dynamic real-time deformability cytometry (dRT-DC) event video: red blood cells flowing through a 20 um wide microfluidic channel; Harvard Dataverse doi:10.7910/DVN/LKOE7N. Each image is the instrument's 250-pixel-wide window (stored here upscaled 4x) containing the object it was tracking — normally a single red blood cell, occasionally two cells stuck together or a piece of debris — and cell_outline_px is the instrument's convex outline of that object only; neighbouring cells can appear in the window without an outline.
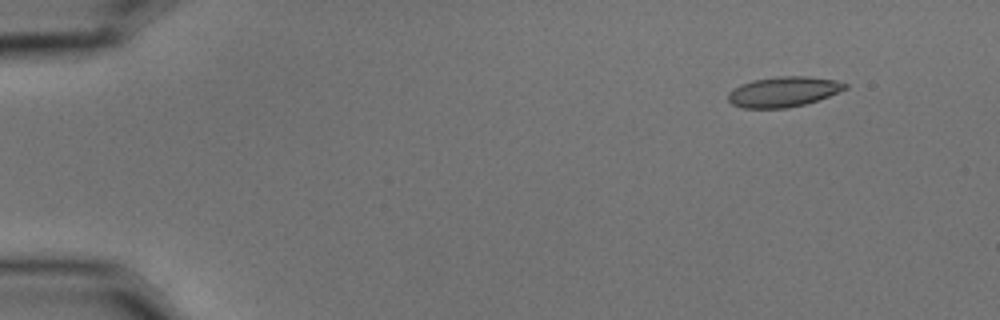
{"species": "common noctule bat (a hibernating species)", "species_latin": "Nyctalus noctula", "temperature_condition": "cold", "stored_images_in_passage": 5, "camera_frame_rate_fps": 3000, "um_per_image_px": 0.085, "animal": {"sex": "male", "body_mass_g": 15.6}, "frame": {"image": 1, "passage_image": 2, "time_ms": 0.333, "image_size_px": [1000, 320], "cell_outline_px": [[848, 88], [828, 96], [804, 104], [788, 108], [744, 108], [732, 104], [728, 100], [728, 92], [740, 84], [752, 80], [776, 76], [808, 76], [836, 80], [848, 84]], "centroid_in_image_um": [66.58, 7.79], "position_along_channel_um": 18.4, "area_um2": 20.63}}
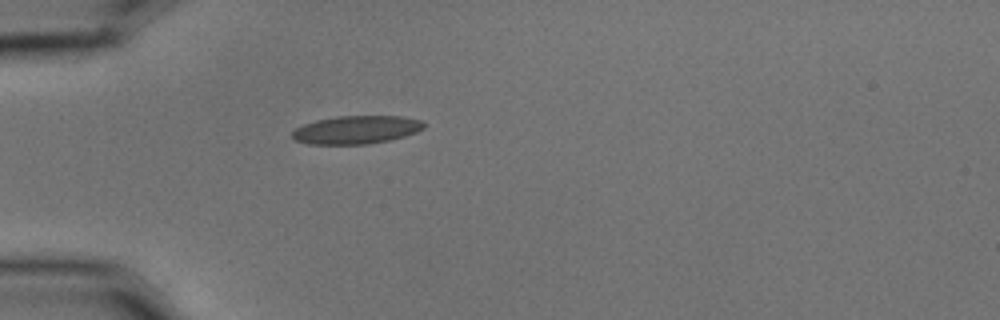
{"frame": {"image": 2, "passage_image": 5, "time_ms": 1.333, "image_size_px": [1000, 320], "cell_outline_px": [[424, 128], [416, 132], [404, 136], [388, 140], [368, 144], [308, 144], [296, 140], [292, 136], [292, 132], [296, 128], [304, 124], [316, 120], [336, 116], [400, 116], [420, 120], [424, 124]], "centroid_in_image_um": [30.27, 11.03], "position_along_channel_um": 54.7, "area_um2": 21.44}}